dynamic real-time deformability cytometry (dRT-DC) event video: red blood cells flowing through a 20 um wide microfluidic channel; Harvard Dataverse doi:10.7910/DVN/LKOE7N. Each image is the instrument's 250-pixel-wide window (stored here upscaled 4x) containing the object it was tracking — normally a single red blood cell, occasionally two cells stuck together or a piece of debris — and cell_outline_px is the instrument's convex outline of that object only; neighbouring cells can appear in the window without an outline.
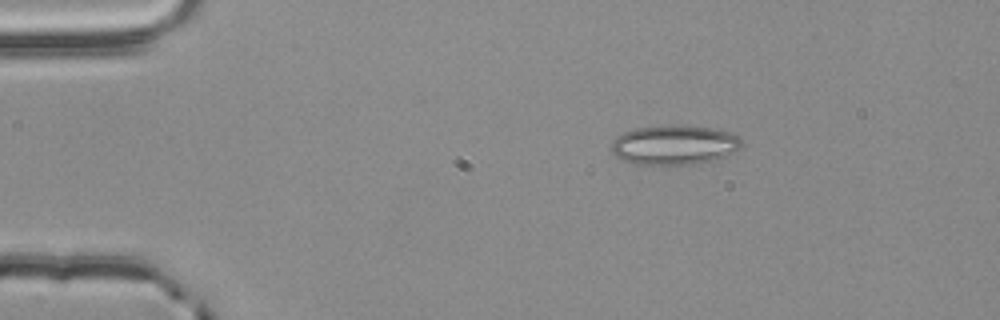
{"species": "common noctule bat (a hibernating species)", "species_latin": "Nyctalus noctula", "temperature_condition": "room temperature", "stored_images_in_passage": 46, "camera_frame_rate_fps": 3000, "um_per_image_px": 0.085, "animal": {"sex": "male", "body_mass_g": 20.4}, "frame": {"image": 1, "passage_image": 1, "time_ms": 0.0, "image_size_px": [1000, 320], "cell_outline_px": [[740, 148], [724, 156], [712, 160], [696, 164], [636, 164], [624, 160], [616, 156], [612, 152], [612, 144], [616, 136], [624, 132], [636, 128], [672, 124], [680, 124], [712, 128], [732, 132], [740, 136]], "centroid_in_image_um": [57.32, 12.29], "position_along_channel_um": 27.7, "area_um2": 30.06}}
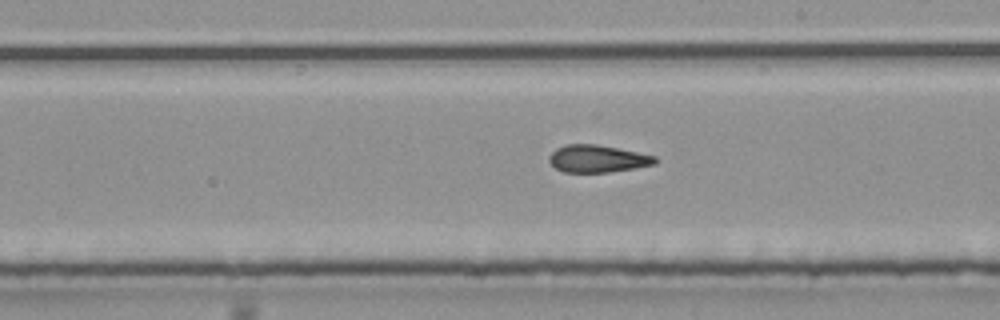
{"frame": {"image": 2, "passage_image": 23, "time_ms": 7.333, "image_size_px": [1000, 320], "cell_outline_px": [[660, 160], [656, 164], [636, 168], [608, 172], [564, 172], [556, 168], [548, 160], [548, 156], [556, 148], [568, 144], [596, 144], [656, 156]], "centroid_in_image_um": [50.81, 13.49], "position_along_channel_um": 238.2, "area_um2": 16.88}}
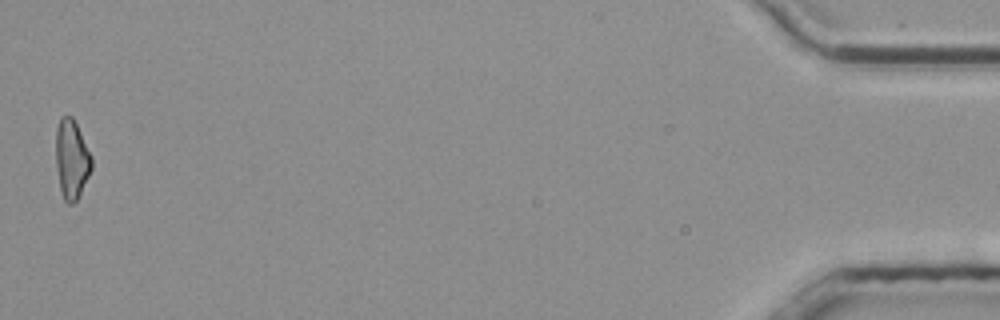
{"frame": {"image": 3, "passage_image": 46, "time_ms": 15.0, "image_size_px": [1000, 320], "cell_outline_px": [[92, 168], [76, 200], [72, 204], [68, 204], [64, 200], [60, 192], [56, 168], [56, 128], [60, 120], [64, 116], [72, 116], [92, 156]], "centroid_in_image_um": [6.07, 13.55], "position_along_channel_um": 429.1, "area_um2": 16.36}, "authors_computed_cell_mechanics": {"area_um2": 17.2244, "velocity_mm_per_s": 3.7967, "shape_relaxation_time_tau1_ms": null, "shape_relaxation_time_tau2_ms": 4.051, "deformation_change_tau1": null, "deformation_change_tau2": 0.122}}